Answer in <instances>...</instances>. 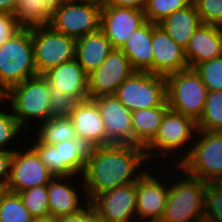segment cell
Wrapping results in <instances>:
<instances>
[{
    "label": "cell",
    "instance_id": "6da1fadb",
    "mask_svg": "<svg viewBox=\"0 0 222 222\" xmlns=\"http://www.w3.org/2000/svg\"><path fill=\"white\" fill-rule=\"evenodd\" d=\"M148 162L144 148L138 145L113 143L88 148L83 179H79L83 180L81 189L90 202L98 194L135 183L149 171Z\"/></svg>",
    "mask_w": 222,
    "mask_h": 222
},
{
    "label": "cell",
    "instance_id": "7a4b0ae2",
    "mask_svg": "<svg viewBox=\"0 0 222 222\" xmlns=\"http://www.w3.org/2000/svg\"><path fill=\"white\" fill-rule=\"evenodd\" d=\"M196 131H197L196 122L191 117L184 116L183 114L175 112L169 108L165 112L161 125L159 126L157 135L144 148L147 159L150 162H153V159L155 158H157L155 160H158V158L163 157L166 160L167 159L166 157L170 156L173 158V156L176 155L174 157L175 158L178 157L176 158V160L177 159L178 160L177 161L173 160V162L176 165L175 164L172 165L173 167L177 166L189 153L191 144L192 142H194L193 140L196 139L193 136V134L196 133ZM190 139L192 141H190ZM181 149H183L185 152L182 151ZM177 150L180 153L182 152L180 156H177V154L179 153L177 152ZM150 158H152V161L150 160Z\"/></svg>",
    "mask_w": 222,
    "mask_h": 222
},
{
    "label": "cell",
    "instance_id": "3957f363",
    "mask_svg": "<svg viewBox=\"0 0 222 222\" xmlns=\"http://www.w3.org/2000/svg\"><path fill=\"white\" fill-rule=\"evenodd\" d=\"M182 172L177 178H170L172 183L169 181L167 205L160 222H204L205 182Z\"/></svg>",
    "mask_w": 222,
    "mask_h": 222
},
{
    "label": "cell",
    "instance_id": "277c9868",
    "mask_svg": "<svg viewBox=\"0 0 222 222\" xmlns=\"http://www.w3.org/2000/svg\"><path fill=\"white\" fill-rule=\"evenodd\" d=\"M32 28H20L0 46V82L9 90L36 76Z\"/></svg>",
    "mask_w": 222,
    "mask_h": 222
},
{
    "label": "cell",
    "instance_id": "5b68a950",
    "mask_svg": "<svg viewBox=\"0 0 222 222\" xmlns=\"http://www.w3.org/2000/svg\"><path fill=\"white\" fill-rule=\"evenodd\" d=\"M195 134L197 139L187 156L176 166L177 171L212 183L222 175V131L197 130Z\"/></svg>",
    "mask_w": 222,
    "mask_h": 222
},
{
    "label": "cell",
    "instance_id": "8992f818",
    "mask_svg": "<svg viewBox=\"0 0 222 222\" xmlns=\"http://www.w3.org/2000/svg\"><path fill=\"white\" fill-rule=\"evenodd\" d=\"M8 99L10 111L24 130H30L28 124L32 119L42 124L50 117L49 81L44 75L33 76L10 88Z\"/></svg>",
    "mask_w": 222,
    "mask_h": 222
},
{
    "label": "cell",
    "instance_id": "52a82bcc",
    "mask_svg": "<svg viewBox=\"0 0 222 222\" xmlns=\"http://www.w3.org/2000/svg\"><path fill=\"white\" fill-rule=\"evenodd\" d=\"M165 78L168 107L197 122L204 111L208 94L199 75L188 68Z\"/></svg>",
    "mask_w": 222,
    "mask_h": 222
},
{
    "label": "cell",
    "instance_id": "ba28073f",
    "mask_svg": "<svg viewBox=\"0 0 222 222\" xmlns=\"http://www.w3.org/2000/svg\"><path fill=\"white\" fill-rule=\"evenodd\" d=\"M131 112L168 106L166 78L146 71H135L114 94Z\"/></svg>",
    "mask_w": 222,
    "mask_h": 222
},
{
    "label": "cell",
    "instance_id": "9c48e42d",
    "mask_svg": "<svg viewBox=\"0 0 222 222\" xmlns=\"http://www.w3.org/2000/svg\"><path fill=\"white\" fill-rule=\"evenodd\" d=\"M102 6L68 0L51 12L49 26L56 32L75 39L100 30Z\"/></svg>",
    "mask_w": 222,
    "mask_h": 222
},
{
    "label": "cell",
    "instance_id": "30bf717a",
    "mask_svg": "<svg viewBox=\"0 0 222 222\" xmlns=\"http://www.w3.org/2000/svg\"><path fill=\"white\" fill-rule=\"evenodd\" d=\"M32 43L38 75L75 59L76 39L54 31L49 25L32 27Z\"/></svg>",
    "mask_w": 222,
    "mask_h": 222
},
{
    "label": "cell",
    "instance_id": "8fae6325",
    "mask_svg": "<svg viewBox=\"0 0 222 222\" xmlns=\"http://www.w3.org/2000/svg\"><path fill=\"white\" fill-rule=\"evenodd\" d=\"M34 142L30 146L54 177L75 175L78 177V174H83L88 147L80 140H65L48 145L36 137Z\"/></svg>",
    "mask_w": 222,
    "mask_h": 222
},
{
    "label": "cell",
    "instance_id": "7c38bea8",
    "mask_svg": "<svg viewBox=\"0 0 222 222\" xmlns=\"http://www.w3.org/2000/svg\"><path fill=\"white\" fill-rule=\"evenodd\" d=\"M150 171L151 174L146 171L136 181L137 222H160L167 205V198L169 194L168 182L170 180V176L173 174H166V176L169 177H167V180L165 179V176L161 178V174L159 173L158 175L154 169L151 168ZM154 173L156 175H154ZM159 176L160 178L158 179L157 177Z\"/></svg>",
    "mask_w": 222,
    "mask_h": 222
},
{
    "label": "cell",
    "instance_id": "4fadbf2b",
    "mask_svg": "<svg viewBox=\"0 0 222 222\" xmlns=\"http://www.w3.org/2000/svg\"><path fill=\"white\" fill-rule=\"evenodd\" d=\"M53 177L31 146L26 151L16 149L11 157L10 177L5 190L17 194L29 188L48 185Z\"/></svg>",
    "mask_w": 222,
    "mask_h": 222
},
{
    "label": "cell",
    "instance_id": "5bb4252c",
    "mask_svg": "<svg viewBox=\"0 0 222 222\" xmlns=\"http://www.w3.org/2000/svg\"><path fill=\"white\" fill-rule=\"evenodd\" d=\"M89 203L101 221L137 222L136 182L98 194Z\"/></svg>",
    "mask_w": 222,
    "mask_h": 222
},
{
    "label": "cell",
    "instance_id": "9a60e30c",
    "mask_svg": "<svg viewBox=\"0 0 222 222\" xmlns=\"http://www.w3.org/2000/svg\"><path fill=\"white\" fill-rule=\"evenodd\" d=\"M134 72L124 52L113 48L105 61L88 75L89 99L114 95L118 87Z\"/></svg>",
    "mask_w": 222,
    "mask_h": 222
},
{
    "label": "cell",
    "instance_id": "2e32d148",
    "mask_svg": "<svg viewBox=\"0 0 222 222\" xmlns=\"http://www.w3.org/2000/svg\"><path fill=\"white\" fill-rule=\"evenodd\" d=\"M92 100L97 104L103 119L107 145H134L132 112L115 95H102Z\"/></svg>",
    "mask_w": 222,
    "mask_h": 222
},
{
    "label": "cell",
    "instance_id": "e0dca14e",
    "mask_svg": "<svg viewBox=\"0 0 222 222\" xmlns=\"http://www.w3.org/2000/svg\"><path fill=\"white\" fill-rule=\"evenodd\" d=\"M146 22L144 10L102 6L100 30L113 48H121L130 35Z\"/></svg>",
    "mask_w": 222,
    "mask_h": 222
},
{
    "label": "cell",
    "instance_id": "ac0fdd59",
    "mask_svg": "<svg viewBox=\"0 0 222 222\" xmlns=\"http://www.w3.org/2000/svg\"><path fill=\"white\" fill-rule=\"evenodd\" d=\"M152 73L166 77L189 68L185 49L160 26L152 23Z\"/></svg>",
    "mask_w": 222,
    "mask_h": 222
},
{
    "label": "cell",
    "instance_id": "d6986e66",
    "mask_svg": "<svg viewBox=\"0 0 222 222\" xmlns=\"http://www.w3.org/2000/svg\"><path fill=\"white\" fill-rule=\"evenodd\" d=\"M69 118L75 134L86 147L107 145V133L97 104L92 99L80 101Z\"/></svg>",
    "mask_w": 222,
    "mask_h": 222
},
{
    "label": "cell",
    "instance_id": "ffe728a7",
    "mask_svg": "<svg viewBox=\"0 0 222 222\" xmlns=\"http://www.w3.org/2000/svg\"><path fill=\"white\" fill-rule=\"evenodd\" d=\"M44 76L55 92L75 96L79 101L89 99L88 75L76 59L50 69Z\"/></svg>",
    "mask_w": 222,
    "mask_h": 222
},
{
    "label": "cell",
    "instance_id": "44dd1931",
    "mask_svg": "<svg viewBox=\"0 0 222 222\" xmlns=\"http://www.w3.org/2000/svg\"><path fill=\"white\" fill-rule=\"evenodd\" d=\"M189 68L222 56V26L201 24L185 48Z\"/></svg>",
    "mask_w": 222,
    "mask_h": 222
},
{
    "label": "cell",
    "instance_id": "7402d4cb",
    "mask_svg": "<svg viewBox=\"0 0 222 222\" xmlns=\"http://www.w3.org/2000/svg\"><path fill=\"white\" fill-rule=\"evenodd\" d=\"M72 177H76V175L64 177L57 176L50 180L48 184L50 216L58 218L61 216L74 214L86 206V204L81 202V200L83 201L85 199L86 202H88L87 197L83 196L81 198L80 195L82 194L79 193V190H77L75 187H72V185L69 183L70 179H73Z\"/></svg>",
    "mask_w": 222,
    "mask_h": 222
},
{
    "label": "cell",
    "instance_id": "603a6c76",
    "mask_svg": "<svg viewBox=\"0 0 222 222\" xmlns=\"http://www.w3.org/2000/svg\"><path fill=\"white\" fill-rule=\"evenodd\" d=\"M112 49L111 42L99 30L76 39L75 59L89 75L105 61Z\"/></svg>",
    "mask_w": 222,
    "mask_h": 222
},
{
    "label": "cell",
    "instance_id": "cb8c5ba5",
    "mask_svg": "<svg viewBox=\"0 0 222 222\" xmlns=\"http://www.w3.org/2000/svg\"><path fill=\"white\" fill-rule=\"evenodd\" d=\"M135 71L152 73V22L146 21L120 48Z\"/></svg>",
    "mask_w": 222,
    "mask_h": 222
},
{
    "label": "cell",
    "instance_id": "d4e9b609",
    "mask_svg": "<svg viewBox=\"0 0 222 222\" xmlns=\"http://www.w3.org/2000/svg\"><path fill=\"white\" fill-rule=\"evenodd\" d=\"M202 24L195 5L191 2L188 6L176 11L162 20L159 25L182 48H186L195 30Z\"/></svg>",
    "mask_w": 222,
    "mask_h": 222
},
{
    "label": "cell",
    "instance_id": "484cf974",
    "mask_svg": "<svg viewBox=\"0 0 222 222\" xmlns=\"http://www.w3.org/2000/svg\"><path fill=\"white\" fill-rule=\"evenodd\" d=\"M168 106H158L132 112L134 145L145 148L157 135Z\"/></svg>",
    "mask_w": 222,
    "mask_h": 222
},
{
    "label": "cell",
    "instance_id": "4316f807",
    "mask_svg": "<svg viewBox=\"0 0 222 222\" xmlns=\"http://www.w3.org/2000/svg\"><path fill=\"white\" fill-rule=\"evenodd\" d=\"M12 15L22 28L49 25L51 20V11L42 0H17Z\"/></svg>",
    "mask_w": 222,
    "mask_h": 222
},
{
    "label": "cell",
    "instance_id": "83f0119b",
    "mask_svg": "<svg viewBox=\"0 0 222 222\" xmlns=\"http://www.w3.org/2000/svg\"><path fill=\"white\" fill-rule=\"evenodd\" d=\"M37 128V137L48 145L61 143L65 140H78L73 123L69 117H49Z\"/></svg>",
    "mask_w": 222,
    "mask_h": 222
},
{
    "label": "cell",
    "instance_id": "f1b7e54d",
    "mask_svg": "<svg viewBox=\"0 0 222 222\" xmlns=\"http://www.w3.org/2000/svg\"><path fill=\"white\" fill-rule=\"evenodd\" d=\"M196 125L197 130L222 131V91L208 92L204 111Z\"/></svg>",
    "mask_w": 222,
    "mask_h": 222
},
{
    "label": "cell",
    "instance_id": "f546056e",
    "mask_svg": "<svg viewBox=\"0 0 222 222\" xmlns=\"http://www.w3.org/2000/svg\"><path fill=\"white\" fill-rule=\"evenodd\" d=\"M32 218L18 194L6 190L0 194V222H31Z\"/></svg>",
    "mask_w": 222,
    "mask_h": 222
},
{
    "label": "cell",
    "instance_id": "4dcf8cb0",
    "mask_svg": "<svg viewBox=\"0 0 222 222\" xmlns=\"http://www.w3.org/2000/svg\"><path fill=\"white\" fill-rule=\"evenodd\" d=\"M17 194L33 218L50 215L48 185L29 188Z\"/></svg>",
    "mask_w": 222,
    "mask_h": 222
},
{
    "label": "cell",
    "instance_id": "1f68e13d",
    "mask_svg": "<svg viewBox=\"0 0 222 222\" xmlns=\"http://www.w3.org/2000/svg\"><path fill=\"white\" fill-rule=\"evenodd\" d=\"M192 0H149L144 9L146 21L159 24L167 16L188 6Z\"/></svg>",
    "mask_w": 222,
    "mask_h": 222
},
{
    "label": "cell",
    "instance_id": "d6a6232c",
    "mask_svg": "<svg viewBox=\"0 0 222 222\" xmlns=\"http://www.w3.org/2000/svg\"><path fill=\"white\" fill-rule=\"evenodd\" d=\"M193 69L199 75L208 92L222 91V56L202 62Z\"/></svg>",
    "mask_w": 222,
    "mask_h": 222
},
{
    "label": "cell",
    "instance_id": "836d02e7",
    "mask_svg": "<svg viewBox=\"0 0 222 222\" xmlns=\"http://www.w3.org/2000/svg\"><path fill=\"white\" fill-rule=\"evenodd\" d=\"M204 222H222V191L205 183Z\"/></svg>",
    "mask_w": 222,
    "mask_h": 222
},
{
    "label": "cell",
    "instance_id": "e575fe53",
    "mask_svg": "<svg viewBox=\"0 0 222 222\" xmlns=\"http://www.w3.org/2000/svg\"><path fill=\"white\" fill-rule=\"evenodd\" d=\"M49 96L50 117H69L80 102L75 96L57 93L50 86Z\"/></svg>",
    "mask_w": 222,
    "mask_h": 222
},
{
    "label": "cell",
    "instance_id": "d590c367",
    "mask_svg": "<svg viewBox=\"0 0 222 222\" xmlns=\"http://www.w3.org/2000/svg\"><path fill=\"white\" fill-rule=\"evenodd\" d=\"M202 24L222 26V0H192Z\"/></svg>",
    "mask_w": 222,
    "mask_h": 222
},
{
    "label": "cell",
    "instance_id": "8d00e7d4",
    "mask_svg": "<svg viewBox=\"0 0 222 222\" xmlns=\"http://www.w3.org/2000/svg\"><path fill=\"white\" fill-rule=\"evenodd\" d=\"M18 121L11 112H4L0 110V150L15 151L16 149H6V145L11 143V140L21 132Z\"/></svg>",
    "mask_w": 222,
    "mask_h": 222
},
{
    "label": "cell",
    "instance_id": "74e56055",
    "mask_svg": "<svg viewBox=\"0 0 222 222\" xmlns=\"http://www.w3.org/2000/svg\"><path fill=\"white\" fill-rule=\"evenodd\" d=\"M20 28L12 14L0 12V46Z\"/></svg>",
    "mask_w": 222,
    "mask_h": 222
},
{
    "label": "cell",
    "instance_id": "f35d334b",
    "mask_svg": "<svg viewBox=\"0 0 222 222\" xmlns=\"http://www.w3.org/2000/svg\"><path fill=\"white\" fill-rule=\"evenodd\" d=\"M83 202L86 203V206L79 212L58 217L56 218V222H93L96 219L95 210L89 202Z\"/></svg>",
    "mask_w": 222,
    "mask_h": 222
},
{
    "label": "cell",
    "instance_id": "ab89813d",
    "mask_svg": "<svg viewBox=\"0 0 222 222\" xmlns=\"http://www.w3.org/2000/svg\"><path fill=\"white\" fill-rule=\"evenodd\" d=\"M13 151L0 150V187L5 190L10 177V162Z\"/></svg>",
    "mask_w": 222,
    "mask_h": 222
},
{
    "label": "cell",
    "instance_id": "60d3db41",
    "mask_svg": "<svg viewBox=\"0 0 222 222\" xmlns=\"http://www.w3.org/2000/svg\"><path fill=\"white\" fill-rule=\"evenodd\" d=\"M149 0H109L105 6L138 8L144 10Z\"/></svg>",
    "mask_w": 222,
    "mask_h": 222
},
{
    "label": "cell",
    "instance_id": "b9f144b4",
    "mask_svg": "<svg viewBox=\"0 0 222 222\" xmlns=\"http://www.w3.org/2000/svg\"><path fill=\"white\" fill-rule=\"evenodd\" d=\"M17 0H0V12L13 14Z\"/></svg>",
    "mask_w": 222,
    "mask_h": 222
},
{
    "label": "cell",
    "instance_id": "7bdbcfd3",
    "mask_svg": "<svg viewBox=\"0 0 222 222\" xmlns=\"http://www.w3.org/2000/svg\"><path fill=\"white\" fill-rule=\"evenodd\" d=\"M45 6L52 12L53 10L59 8L63 3L68 0H42Z\"/></svg>",
    "mask_w": 222,
    "mask_h": 222
},
{
    "label": "cell",
    "instance_id": "ee69618b",
    "mask_svg": "<svg viewBox=\"0 0 222 222\" xmlns=\"http://www.w3.org/2000/svg\"><path fill=\"white\" fill-rule=\"evenodd\" d=\"M7 100H8V89L0 82V105H2L3 102L4 103L7 102Z\"/></svg>",
    "mask_w": 222,
    "mask_h": 222
},
{
    "label": "cell",
    "instance_id": "f6af8a7d",
    "mask_svg": "<svg viewBox=\"0 0 222 222\" xmlns=\"http://www.w3.org/2000/svg\"><path fill=\"white\" fill-rule=\"evenodd\" d=\"M31 222H56V218L52 216L35 217L32 218Z\"/></svg>",
    "mask_w": 222,
    "mask_h": 222
},
{
    "label": "cell",
    "instance_id": "bcb514c9",
    "mask_svg": "<svg viewBox=\"0 0 222 222\" xmlns=\"http://www.w3.org/2000/svg\"><path fill=\"white\" fill-rule=\"evenodd\" d=\"M78 1L90 2L100 6H105L109 0H78Z\"/></svg>",
    "mask_w": 222,
    "mask_h": 222
},
{
    "label": "cell",
    "instance_id": "7dc6e473",
    "mask_svg": "<svg viewBox=\"0 0 222 222\" xmlns=\"http://www.w3.org/2000/svg\"><path fill=\"white\" fill-rule=\"evenodd\" d=\"M212 183L222 191V175Z\"/></svg>",
    "mask_w": 222,
    "mask_h": 222
},
{
    "label": "cell",
    "instance_id": "c3c4849f",
    "mask_svg": "<svg viewBox=\"0 0 222 222\" xmlns=\"http://www.w3.org/2000/svg\"><path fill=\"white\" fill-rule=\"evenodd\" d=\"M93 222H104V221H101V220L96 218Z\"/></svg>",
    "mask_w": 222,
    "mask_h": 222
},
{
    "label": "cell",
    "instance_id": "681fc988",
    "mask_svg": "<svg viewBox=\"0 0 222 222\" xmlns=\"http://www.w3.org/2000/svg\"><path fill=\"white\" fill-rule=\"evenodd\" d=\"M4 190L0 187V194L3 192Z\"/></svg>",
    "mask_w": 222,
    "mask_h": 222
}]
</instances>
